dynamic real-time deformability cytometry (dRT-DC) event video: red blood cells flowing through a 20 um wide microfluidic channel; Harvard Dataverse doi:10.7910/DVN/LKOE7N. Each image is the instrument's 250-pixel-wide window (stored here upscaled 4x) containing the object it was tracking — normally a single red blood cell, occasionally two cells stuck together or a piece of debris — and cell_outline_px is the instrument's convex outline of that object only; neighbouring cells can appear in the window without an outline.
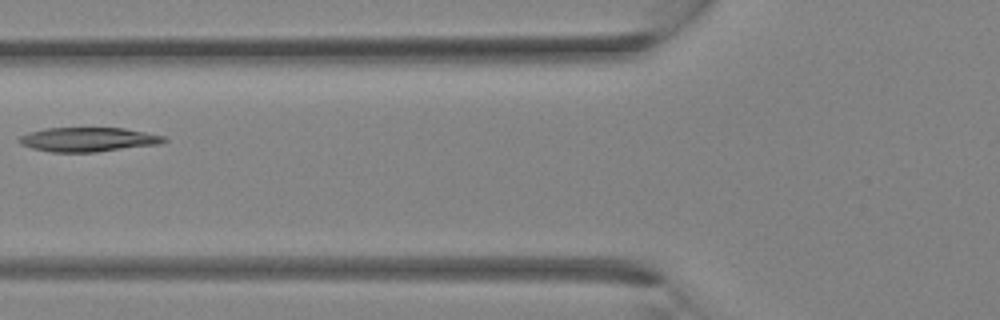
{"species": "Egyptian fruit bat (a non-hibernating species)", "species_latin": "Rousettus aegyptiacus", "temperature_condition": "room temperature", "stored_images_in_passage": 4, "camera_frame_rate_fps": 3000, "um_per_image_px": 0.085, "animal": {"sex": "female"}, "frame": {"image": 1, "passage_image": 4, "time_ms": 1.0, "image_size_px": [1000, 320], "cell_outline_px": [[168, 140], [160, 144], [96, 152], [52, 152], [32, 148], [20, 144], [16, 140], [20, 136], [28, 132], [44, 128], [124, 128], [164, 136]], "centroid_in_image_um": [7.46, 11.86], "position_along_channel_um": 118.3, "area_um2": 20.52}}